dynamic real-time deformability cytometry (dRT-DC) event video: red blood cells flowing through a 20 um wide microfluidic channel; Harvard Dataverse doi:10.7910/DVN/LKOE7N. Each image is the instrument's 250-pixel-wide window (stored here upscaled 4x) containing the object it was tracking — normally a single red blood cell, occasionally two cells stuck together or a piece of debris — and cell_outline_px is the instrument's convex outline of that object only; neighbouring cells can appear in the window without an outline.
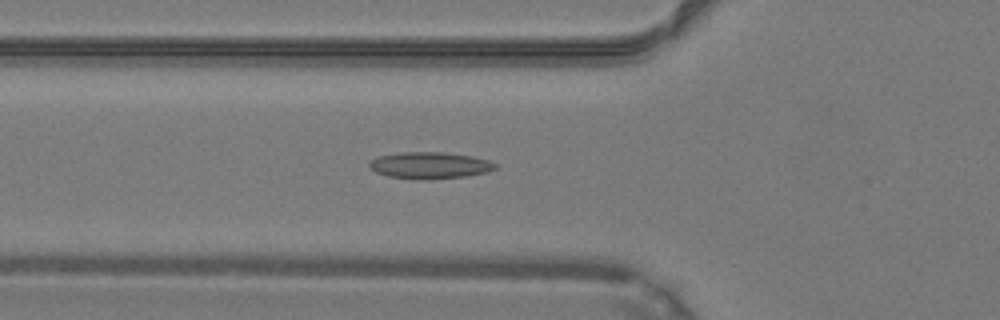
{"species": "common noctule bat (a hibernating species)", "species_latin": "Nyctalus noctula", "temperature_condition": "warm", "stored_images_in_passage": 49, "camera_frame_rate_fps": 3000, "um_per_image_px": 0.085, "animal": {"sex": "male", "body_mass_g": 19.2, "forearm_length_mm": 51.8}, "frame": {"image": 1, "passage_image": 18, "time_ms": 5.667, "image_size_px": [1000, 320], "cell_outline_px": [[496, 168], [488, 172], [464, 176], [424, 180], [388, 176], [376, 172], [368, 164], [372, 160], [380, 156], [400, 152], [440, 152], [472, 156], [488, 160], [496, 164]], "centroid_in_image_um": [36.55, 14.05], "position_along_channel_um": 89.3, "area_um2": 19.31}}
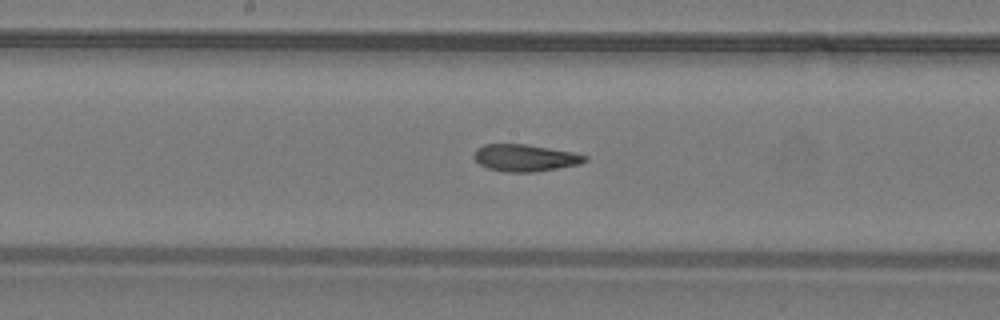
{"frame": {"image": 2, "passage_image": 26, "time_ms": 8.333, "image_size_px": [1000, 320], "cell_outline_px": [[588, 160], [580, 164], [560, 168], [532, 172], [504, 172], [488, 168], [480, 164], [472, 156], [476, 148], [484, 144], [524, 144], [572, 152], [588, 156]], "centroid_in_image_um": [44.62, 13.42], "position_along_channel_um": 203.6, "area_um2": 17.46}}
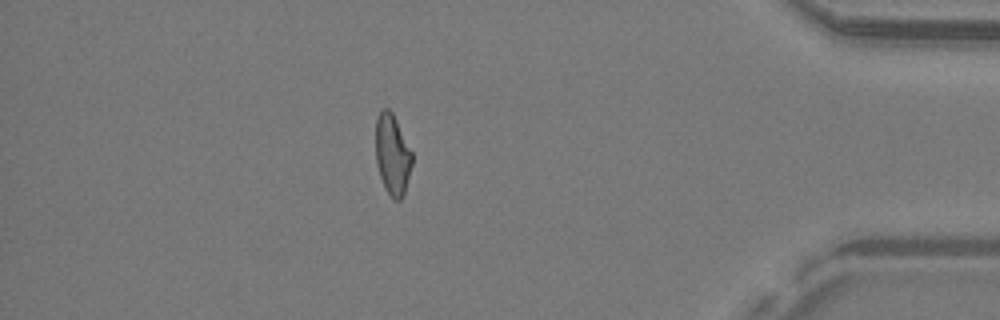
{"frame": {"image": 3, "passage_image": 43, "time_ms": 14.0, "image_size_px": [1000, 320], "cell_outline_px": [[412, 164], [404, 192], [400, 200], [396, 200], [384, 188], [376, 164], [376, 120], [380, 112], [384, 108], [388, 108], [392, 112], [412, 152]], "centroid_in_image_um": [33.34, 13.13], "position_along_channel_um": 401.9, "area_um2": 16.82}, "authors_computed_cell_mechanics": {"area_um2": 18.1492, "velocity_mm_per_s": 4.2509, "shape_relaxation_time_tau1_ms": null, "shape_relaxation_time_tau2_ms": 2.4615, "deformation_change_tau1": null, "deformation_change_tau2": 0.1118}}